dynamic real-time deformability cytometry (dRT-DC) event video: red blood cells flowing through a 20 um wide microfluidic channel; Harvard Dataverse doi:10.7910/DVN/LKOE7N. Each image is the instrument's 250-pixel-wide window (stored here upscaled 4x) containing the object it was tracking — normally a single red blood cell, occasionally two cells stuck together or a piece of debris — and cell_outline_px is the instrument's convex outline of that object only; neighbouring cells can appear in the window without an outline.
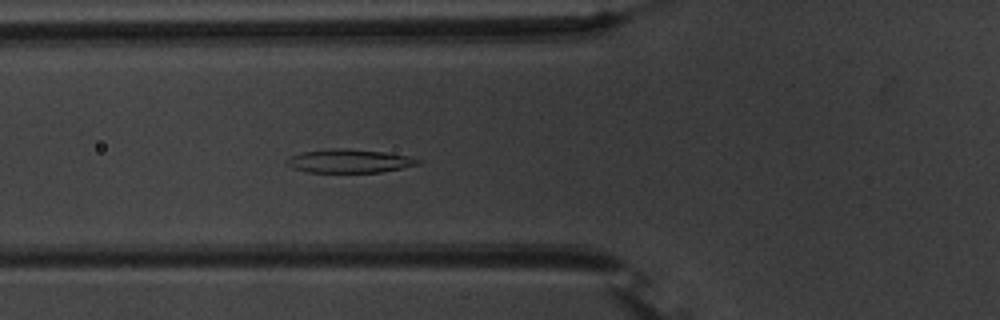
{"species": "common noctule bat (a hibernating species)", "species_latin": "Nyctalus noctula", "temperature_condition": "warm", "stored_images_in_passage": 42, "camera_frame_rate_fps": 3000, "um_per_image_px": 0.085, "animal": {"sex": "male", "body_mass_g": 20.1, "forearm_length_mm": 53.5}, "frame": {"image": 1, "passage_image": 8, "time_ms": 2.333, "image_size_px": [1000, 320], "cell_outline_px": [[420, 164], [380, 172], [308, 172], [292, 168], [284, 160], [292, 156], [304, 152], [328, 148], [344, 148], [384, 152], [408, 156], [420, 160]], "centroid_in_image_um": [29.67, 13.68], "position_along_channel_um": 96.1, "area_um2": 17.8}}
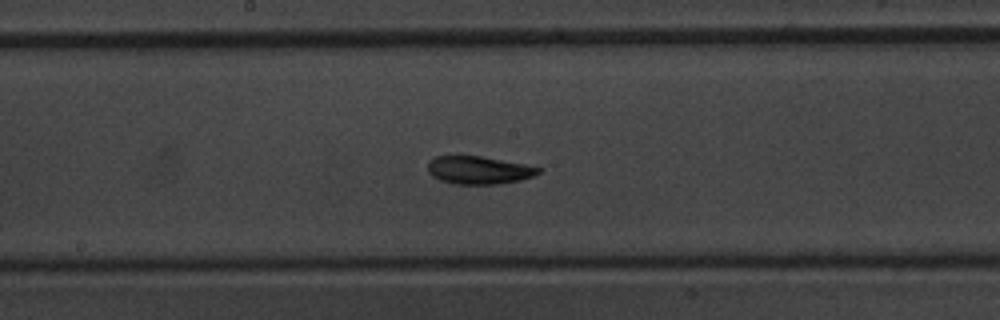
{"frame": {"image": 2, "passage_image": 17, "time_ms": 5.333, "image_size_px": [1000, 320], "cell_outline_px": [[544, 168], [540, 172], [532, 176], [520, 180], [496, 184], [456, 184], [440, 180], [432, 176], [428, 172], [428, 160], [436, 156], [480, 156], [524, 164]], "centroid_in_image_um": [40.68, 14.46], "position_along_channel_um": 207.5, "area_um2": 17.92}}
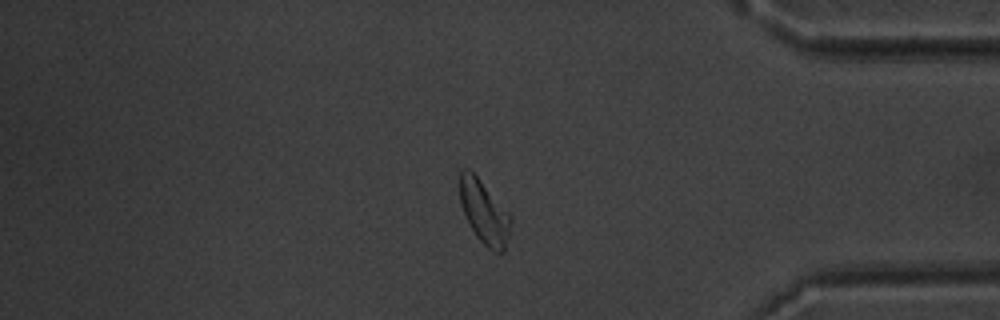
{"frame": {"image": 3, "passage_image": 34, "time_ms": 11.0, "image_size_px": [1000, 320], "cell_outline_px": [[512, 220], [504, 252], [492, 252], [476, 236], [468, 224], [460, 200], [460, 172], [464, 168], [468, 168], [480, 180], [512, 216]], "centroid_in_image_um": [41.16, 18.06], "position_along_channel_um": 394.0, "area_um2": 18.61}, "authors_computed_cell_mechanics": {"area_um2": 18.1203, "velocity_mm_per_s": 3.6935, "shape_relaxation_time_tau1_ms": 4.1295, "shape_relaxation_time_tau2_ms": 5.3781, "deformation_change_tau1": 0.1386, "deformation_change_tau2": 0.1043}}